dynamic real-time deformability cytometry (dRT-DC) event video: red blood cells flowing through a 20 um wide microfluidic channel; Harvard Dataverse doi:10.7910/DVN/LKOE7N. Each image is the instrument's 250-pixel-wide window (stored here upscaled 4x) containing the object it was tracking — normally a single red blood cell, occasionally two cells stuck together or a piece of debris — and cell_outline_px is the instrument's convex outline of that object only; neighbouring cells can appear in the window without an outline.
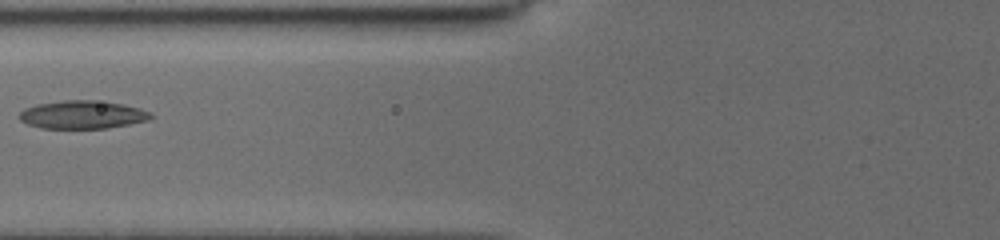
{"species": "common noctule bat (a hibernating species)", "species_latin": "Nyctalus noctula", "temperature_condition": "cold", "stored_images_in_passage": 7, "camera_frame_rate_fps": 3000, "um_per_image_px": 0.085, "animal": {"sex": "female", "body_mass_g": 19.5, "forearm_length_mm": 54.1}, "frame": {"image": 1, "passage_image": 4, "time_ms": 2.333, "image_size_px": [1000, 240], "cell_outline_px": [[156, 116], [148, 120], [108, 128], [40, 128], [28, 124], [20, 120], [20, 112], [24, 108], [36, 104], [64, 100], [92, 100], [124, 104], [140, 108], [152, 112]], "centroid_in_image_um": [7.04, 9.74], "position_along_channel_um": 118.8, "area_um2": 21.62}}
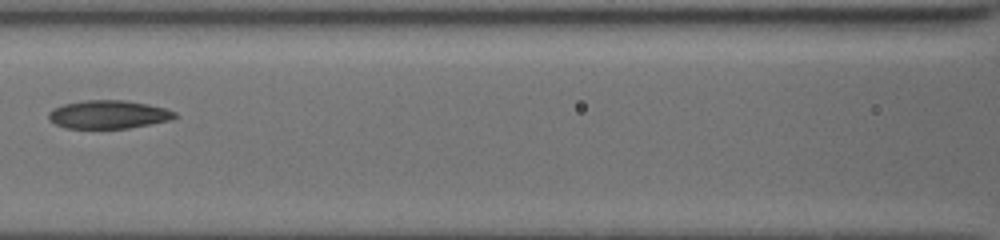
{"frame": {"image": 2, "passage_image": 5, "time_ms": 3.333, "image_size_px": [1000, 240], "cell_outline_px": [[176, 116], [172, 120], [128, 128], [68, 128], [56, 124], [48, 120], [48, 112], [52, 108], [64, 104], [84, 100], [124, 100], [148, 104], [164, 108], [176, 112]], "centroid_in_image_um": [9.2, 9.73], "position_along_channel_um": 157.4, "area_um2": 20.81}}